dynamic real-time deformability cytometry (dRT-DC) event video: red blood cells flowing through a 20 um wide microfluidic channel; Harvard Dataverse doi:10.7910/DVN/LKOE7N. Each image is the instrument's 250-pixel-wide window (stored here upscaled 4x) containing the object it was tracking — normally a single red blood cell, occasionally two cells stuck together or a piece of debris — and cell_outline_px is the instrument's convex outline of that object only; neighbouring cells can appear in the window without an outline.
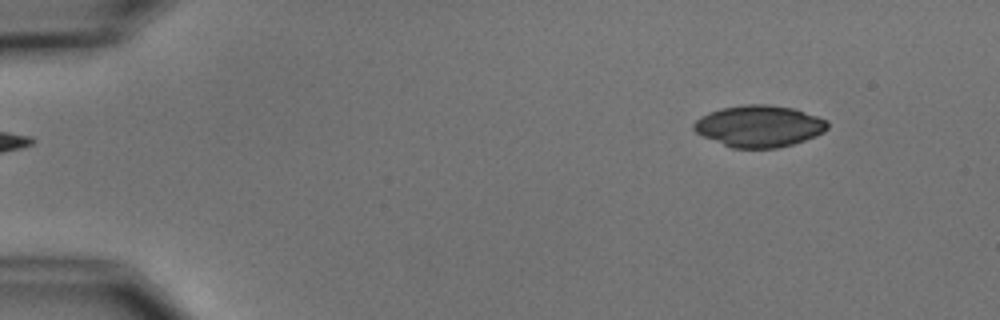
{"species": "common noctule bat (a hibernating species)", "species_latin": "Nyctalus noctula", "temperature_condition": "cold", "stored_images_in_passage": 3, "camera_frame_rate_fps": 3000, "um_per_image_px": 0.085, "animal": {"sex": "male", "body_mass_g": 15.6}, "frame": {"image": 1, "passage_image": 1, "time_ms": 0.0, "image_size_px": [1000, 320], "cell_outline_px": [[828, 128], [824, 132], [816, 136], [792, 144], [776, 148], [732, 148], [704, 136], [696, 132], [692, 128], [692, 124], [700, 116], [708, 112], [720, 108], [744, 104], [768, 104], [792, 108], [828, 120]], "centroid_in_image_um": [64.51, 10.71], "position_along_channel_um": 20.5, "area_um2": 32.43}}